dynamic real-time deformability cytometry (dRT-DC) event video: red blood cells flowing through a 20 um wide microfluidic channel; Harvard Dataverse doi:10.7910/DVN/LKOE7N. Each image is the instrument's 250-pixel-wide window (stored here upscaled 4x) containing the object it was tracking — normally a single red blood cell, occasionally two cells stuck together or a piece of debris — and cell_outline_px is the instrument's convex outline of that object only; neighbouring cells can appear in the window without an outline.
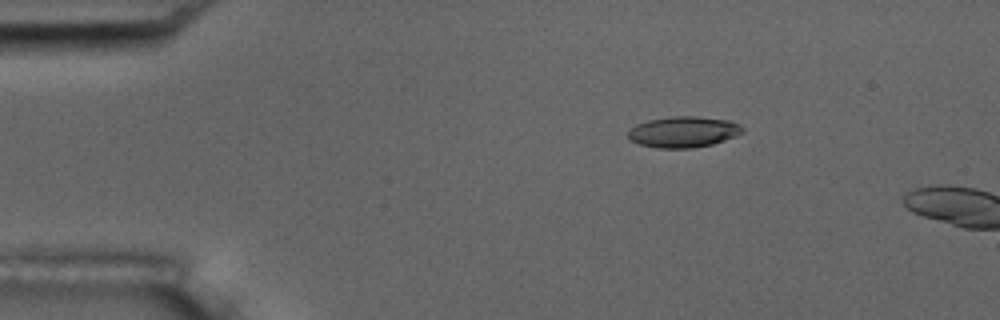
{"species": "common noctule bat (a hibernating species)", "species_latin": "Nyctalus noctula", "temperature_condition": "room temperature", "stored_images_in_passage": 13, "camera_frame_rate_fps": 3000, "um_per_image_px": 0.085, "animal": {"sex": "male", "body_mass_g": 17.5, "forearm_length_mm": 52.3}, "frame": {"image": 1, "passage_image": 10, "time_ms": 3.0, "image_size_px": [1000, 320], "cell_outline_px": [[744, 132], [736, 136], [712, 144], [692, 148], [660, 148], [640, 144], [632, 140], [628, 136], [628, 132], [636, 124], [648, 120], [672, 116], [696, 116], [728, 120], [740, 124], [744, 128]], "centroid_in_image_um": [58.13, 11.2], "position_along_channel_um": 26.9, "area_um2": 20.58}}